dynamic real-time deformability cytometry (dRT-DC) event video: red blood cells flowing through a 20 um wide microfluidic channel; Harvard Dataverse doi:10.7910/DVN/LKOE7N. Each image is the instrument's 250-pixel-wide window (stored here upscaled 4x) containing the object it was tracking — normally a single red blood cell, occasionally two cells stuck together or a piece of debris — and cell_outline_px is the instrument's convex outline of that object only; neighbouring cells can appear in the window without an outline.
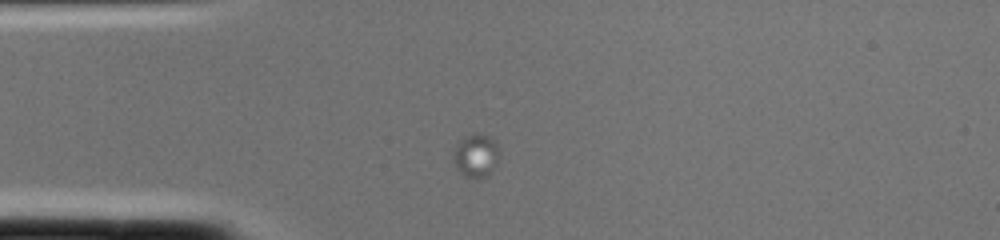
{"species": "common noctule bat (a hibernating species)", "species_latin": "Nyctalus noctula", "temperature_condition": "cold", "stored_images_in_passage": 1, "camera_frame_rate_fps": 3000, "um_per_image_px": 0.085, "animal": {"sex": "female", "body_mass_g": 22.0, "forearm_length_mm": 56.7}, "frame": {"image": 1, "passage_image": 1, "time_ms": 0.0, "image_size_px": [1000, 240], "cell_outline_px": [[500, 152], [492, 168], [484, 176], [476, 180], [472, 180], [460, 172], [452, 160], [452, 152], [460, 140], [464, 136], [472, 132], [488, 136], [496, 140]], "centroid_in_image_um": [40.42, 13.19], "position_along_channel_um": 44.6, "area_um2": 11.68}}